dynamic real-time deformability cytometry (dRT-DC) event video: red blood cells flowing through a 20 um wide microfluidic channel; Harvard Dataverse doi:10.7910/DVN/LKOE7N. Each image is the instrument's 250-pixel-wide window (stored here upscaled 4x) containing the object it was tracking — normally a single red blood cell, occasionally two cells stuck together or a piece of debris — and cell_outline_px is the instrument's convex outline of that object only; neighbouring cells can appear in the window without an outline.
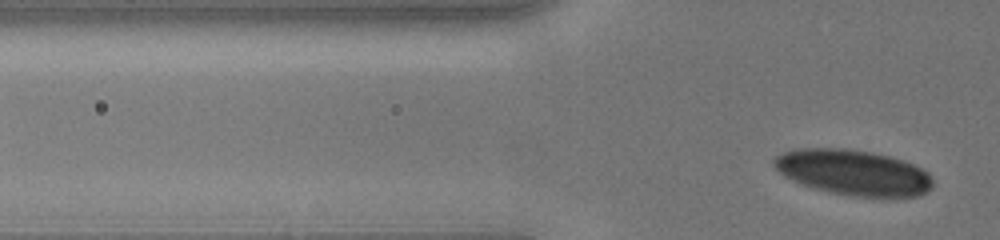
{"species": "human", "species_latin": "Homo sapiens", "temperature_condition": "cold", "stored_images_in_passage": 9, "segment_of_instrument_passage": [2, 2], "camera_frame_rate_fps": 3000, "um_per_image_px": 0.085, "donor": {"sex": "male"}, "frame": {"image": 1, "passage_image": 9, "time_ms": 7.667, "image_size_px": [1000, 240], "cell_outline_px": [[932, 188], [916, 196], [892, 200], [848, 196], [828, 192], [804, 184], [784, 176], [772, 164], [772, 160], [776, 156], [784, 152], [804, 148], [848, 148], [872, 152], [888, 156], [912, 164], [920, 168], [932, 180]], "centroid_in_image_um": [72.55, 14.7], "position_along_channel_um": 53.3, "area_um2": 42.43}}